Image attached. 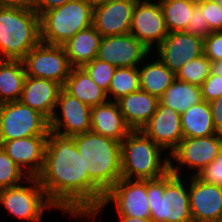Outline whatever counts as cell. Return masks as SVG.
I'll use <instances>...</instances> for the list:
<instances>
[{
	"instance_id": "cell-5",
	"label": "cell",
	"mask_w": 222,
	"mask_h": 222,
	"mask_svg": "<svg viewBox=\"0 0 222 222\" xmlns=\"http://www.w3.org/2000/svg\"><path fill=\"white\" fill-rule=\"evenodd\" d=\"M159 147L141 130H132L121 142V177L155 180L170 172V159L162 161Z\"/></svg>"
},
{
	"instance_id": "cell-30",
	"label": "cell",
	"mask_w": 222,
	"mask_h": 222,
	"mask_svg": "<svg viewBox=\"0 0 222 222\" xmlns=\"http://www.w3.org/2000/svg\"><path fill=\"white\" fill-rule=\"evenodd\" d=\"M139 67H117L111 79L107 98L111 94L116 102L121 97L140 90Z\"/></svg>"
},
{
	"instance_id": "cell-22",
	"label": "cell",
	"mask_w": 222,
	"mask_h": 222,
	"mask_svg": "<svg viewBox=\"0 0 222 222\" xmlns=\"http://www.w3.org/2000/svg\"><path fill=\"white\" fill-rule=\"evenodd\" d=\"M131 130H141L156 112L159 99L143 90L132 92L116 101Z\"/></svg>"
},
{
	"instance_id": "cell-41",
	"label": "cell",
	"mask_w": 222,
	"mask_h": 222,
	"mask_svg": "<svg viewBox=\"0 0 222 222\" xmlns=\"http://www.w3.org/2000/svg\"><path fill=\"white\" fill-rule=\"evenodd\" d=\"M33 0H0V7L32 8Z\"/></svg>"
},
{
	"instance_id": "cell-14",
	"label": "cell",
	"mask_w": 222,
	"mask_h": 222,
	"mask_svg": "<svg viewBox=\"0 0 222 222\" xmlns=\"http://www.w3.org/2000/svg\"><path fill=\"white\" fill-rule=\"evenodd\" d=\"M156 48L159 60L176 74L183 65L203 54V38L185 31L168 32Z\"/></svg>"
},
{
	"instance_id": "cell-20",
	"label": "cell",
	"mask_w": 222,
	"mask_h": 222,
	"mask_svg": "<svg viewBox=\"0 0 222 222\" xmlns=\"http://www.w3.org/2000/svg\"><path fill=\"white\" fill-rule=\"evenodd\" d=\"M61 88L62 86L55 81L26 76L19 101L50 121L56 111Z\"/></svg>"
},
{
	"instance_id": "cell-2",
	"label": "cell",
	"mask_w": 222,
	"mask_h": 222,
	"mask_svg": "<svg viewBox=\"0 0 222 222\" xmlns=\"http://www.w3.org/2000/svg\"><path fill=\"white\" fill-rule=\"evenodd\" d=\"M83 168L106 194L121 177V143L92 131L73 136Z\"/></svg>"
},
{
	"instance_id": "cell-35",
	"label": "cell",
	"mask_w": 222,
	"mask_h": 222,
	"mask_svg": "<svg viewBox=\"0 0 222 222\" xmlns=\"http://www.w3.org/2000/svg\"><path fill=\"white\" fill-rule=\"evenodd\" d=\"M193 175L204 183L222 187V149L208 166Z\"/></svg>"
},
{
	"instance_id": "cell-36",
	"label": "cell",
	"mask_w": 222,
	"mask_h": 222,
	"mask_svg": "<svg viewBox=\"0 0 222 222\" xmlns=\"http://www.w3.org/2000/svg\"><path fill=\"white\" fill-rule=\"evenodd\" d=\"M203 54L210 61L222 60V31L210 32L203 39Z\"/></svg>"
},
{
	"instance_id": "cell-18",
	"label": "cell",
	"mask_w": 222,
	"mask_h": 222,
	"mask_svg": "<svg viewBox=\"0 0 222 222\" xmlns=\"http://www.w3.org/2000/svg\"><path fill=\"white\" fill-rule=\"evenodd\" d=\"M48 135H35L27 138L0 142V146L8 156L29 177H37L41 172Z\"/></svg>"
},
{
	"instance_id": "cell-24",
	"label": "cell",
	"mask_w": 222,
	"mask_h": 222,
	"mask_svg": "<svg viewBox=\"0 0 222 222\" xmlns=\"http://www.w3.org/2000/svg\"><path fill=\"white\" fill-rule=\"evenodd\" d=\"M63 88L90 107L108 100L106 92L91 79L83 68H71Z\"/></svg>"
},
{
	"instance_id": "cell-13",
	"label": "cell",
	"mask_w": 222,
	"mask_h": 222,
	"mask_svg": "<svg viewBox=\"0 0 222 222\" xmlns=\"http://www.w3.org/2000/svg\"><path fill=\"white\" fill-rule=\"evenodd\" d=\"M150 50L132 34L101 38L96 58L117 67H137Z\"/></svg>"
},
{
	"instance_id": "cell-6",
	"label": "cell",
	"mask_w": 222,
	"mask_h": 222,
	"mask_svg": "<svg viewBox=\"0 0 222 222\" xmlns=\"http://www.w3.org/2000/svg\"><path fill=\"white\" fill-rule=\"evenodd\" d=\"M92 0H72L40 16L41 42L63 45L80 30L93 25Z\"/></svg>"
},
{
	"instance_id": "cell-8",
	"label": "cell",
	"mask_w": 222,
	"mask_h": 222,
	"mask_svg": "<svg viewBox=\"0 0 222 222\" xmlns=\"http://www.w3.org/2000/svg\"><path fill=\"white\" fill-rule=\"evenodd\" d=\"M26 76L48 79L62 87L71 71L65 49L62 45L40 42L22 59Z\"/></svg>"
},
{
	"instance_id": "cell-21",
	"label": "cell",
	"mask_w": 222,
	"mask_h": 222,
	"mask_svg": "<svg viewBox=\"0 0 222 222\" xmlns=\"http://www.w3.org/2000/svg\"><path fill=\"white\" fill-rule=\"evenodd\" d=\"M109 100L91 107V131L121 143L132 130L126 124L117 102Z\"/></svg>"
},
{
	"instance_id": "cell-9",
	"label": "cell",
	"mask_w": 222,
	"mask_h": 222,
	"mask_svg": "<svg viewBox=\"0 0 222 222\" xmlns=\"http://www.w3.org/2000/svg\"><path fill=\"white\" fill-rule=\"evenodd\" d=\"M33 186L16 185L0 190V203L13 216L30 222H40L44 209L54 206L47 199L44 189L36 177L26 180Z\"/></svg>"
},
{
	"instance_id": "cell-31",
	"label": "cell",
	"mask_w": 222,
	"mask_h": 222,
	"mask_svg": "<svg viewBox=\"0 0 222 222\" xmlns=\"http://www.w3.org/2000/svg\"><path fill=\"white\" fill-rule=\"evenodd\" d=\"M211 61L202 54L201 56L183 65L176 73V79L189 84L201 86L210 75Z\"/></svg>"
},
{
	"instance_id": "cell-40",
	"label": "cell",
	"mask_w": 222,
	"mask_h": 222,
	"mask_svg": "<svg viewBox=\"0 0 222 222\" xmlns=\"http://www.w3.org/2000/svg\"><path fill=\"white\" fill-rule=\"evenodd\" d=\"M72 0H33L32 9L41 16L44 12L62 6Z\"/></svg>"
},
{
	"instance_id": "cell-7",
	"label": "cell",
	"mask_w": 222,
	"mask_h": 222,
	"mask_svg": "<svg viewBox=\"0 0 222 222\" xmlns=\"http://www.w3.org/2000/svg\"><path fill=\"white\" fill-rule=\"evenodd\" d=\"M50 121L20 101L0 104V142L48 135Z\"/></svg>"
},
{
	"instance_id": "cell-32",
	"label": "cell",
	"mask_w": 222,
	"mask_h": 222,
	"mask_svg": "<svg viewBox=\"0 0 222 222\" xmlns=\"http://www.w3.org/2000/svg\"><path fill=\"white\" fill-rule=\"evenodd\" d=\"M23 175L29 177L0 146V190L19 185Z\"/></svg>"
},
{
	"instance_id": "cell-45",
	"label": "cell",
	"mask_w": 222,
	"mask_h": 222,
	"mask_svg": "<svg viewBox=\"0 0 222 222\" xmlns=\"http://www.w3.org/2000/svg\"><path fill=\"white\" fill-rule=\"evenodd\" d=\"M215 1L220 6V8L222 9V0H215Z\"/></svg>"
},
{
	"instance_id": "cell-1",
	"label": "cell",
	"mask_w": 222,
	"mask_h": 222,
	"mask_svg": "<svg viewBox=\"0 0 222 222\" xmlns=\"http://www.w3.org/2000/svg\"><path fill=\"white\" fill-rule=\"evenodd\" d=\"M49 202L70 216H90L105 193L89 178L74 138L49 131L41 172L36 177Z\"/></svg>"
},
{
	"instance_id": "cell-11",
	"label": "cell",
	"mask_w": 222,
	"mask_h": 222,
	"mask_svg": "<svg viewBox=\"0 0 222 222\" xmlns=\"http://www.w3.org/2000/svg\"><path fill=\"white\" fill-rule=\"evenodd\" d=\"M129 33L150 51L154 42L157 47L168 35L160 3H152L149 0L136 1Z\"/></svg>"
},
{
	"instance_id": "cell-15",
	"label": "cell",
	"mask_w": 222,
	"mask_h": 222,
	"mask_svg": "<svg viewBox=\"0 0 222 222\" xmlns=\"http://www.w3.org/2000/svg\"><path fill=\"white\" fill-rule=\"evenodd\" d=\"M141 131L163 150L168 149L171 154L183 138L181 115L158 102L156 112Z\"/></svg>"
},
{
	"instance_id": "cell-37",
	"label": "cell",
	"mask_w": 222,
	"mask_h": 222,
	"mask_svg": "<svg viewBox=\"0 0 222 222\" xmlns=\"http://www.w3.org/2000/svg\"><path fill=\"white\" fill-rule=\"evenodd\" d=\"M185 32L200 36L203 39L210 34L208 22L203 16L201 8L197 4L193 8L191 18Z\"/></svg>"
},
{
	"instance_id": "cell-42",
	"label": "cell",
	"mask_w": 222,
	"mask_h": 222,
	"mask_svg": "<svg viewBox=\"0 0 222 222\" xmlns=\"http://www.w3.org/2000/svg\"><path fill=\"white\" fill-rule=\"evenodd\" d=\"M210 74L218 75L222 78V60L211 61Z\"/></svg>"
},
{
	"instance_id": "cell-44",
	"label": "cell",
	"mask_w": 222,
	"mask_h": 222,
	"mask_svg": "<svg viewBox=\"0 0 222 222\" xmlns=\"http://www.w3.org/2000/svg\"><path fill=\"white\" fill-rule=\"evenodd\" d=\"M121 1H138V0H92L94 5H103L107 3L121 2Z\"/></svg>"
},
{
	"instance_id": "cell-39",
	"label": "cell",
	"mask_w": 222,
	"mask_h": 222,
	"mask_svg": "<svg viewBox=\"0 0 222 222\" xmlns=\"http://www.w3.org/2000/svg\"><path fill=\"white\" fill-rule=\"evenodd\" d=\"M215 131L222 134V95L209 102Z\"/></svg>"
},
{
	"instance_id": "cell-23",
	"label": "cell",
	"mask_w": 222,
	"mask_h": 222,
	"mask_svg": "<svg viewBox=\"0 0 222 222\" xmlns=\"http://www.w3.org/2000/svg\"><path fill=\"white\" fill-rule=\"evenodd\" d=\"M101 34L93 25L80 30L62 46L72 68H82L97 56Z\"/></svg>"
},
{
	"instance_id": "cell-27",
	"label": "cell",
	"mask_w": 222,
	"mask_h": 222,
	"mask_svg": "<svg viewBox=\"0 0 222 222\" xmlns=\"http://www.w3.org/2000/svg\"><path fill=\"white\" fill-rule=\"evenodd\" d=\"M140 90H143L158 99L176 79V74L166 67L158 58L156 62L147 64L138 69Z\"/></svg>"
},
{
	"instance_id": "cell-25",
	"label": "cell",
	"mask_w": 222,
	"mask_h": 222,
	"mask_svg": "<svg viewBox=\"0 0 222 222\" xmlns=\"http://www.w3.org/2000/svg\"><path fill=\"white\" fill-rule=\"evenodd\" d=\"M25 78L22 60L0 59V104L19 101Z\"/></svg>"
},
{
	"instance_id": "cell-33",
	"label": "cell",
	"mask_w": 222,
	"mask_h": 222,
	"mask_svg": "<svg viewBox=\"0 0 222 222\" xmlns=\"http://www.w3.org/2000/svg\"><path fill=\"white\" fill-rule=\"evenodd\" d=\"M82 68L99 87H101L106 93L108 92L111 79L116 70L115 66L95 58L91 62L85 64Z\"/></svg>"
},
{
	"instance_id": "cell-43",
	"label": "cell",
	"mask_w": 222,
	"mask_h": 222,
	"mask_svg": "<svg viewBox=\"0 0 222 222\" xmlns=\"http://www.w3.org/2000/svg\"><path fill=\"white\" fill-rule=\"evenodd\" d=\"M121 222H152L151 219L136 218L130 216H120Z\"/></svg>"
},
{
	"instance_id": "cell-4",
	"label": "cell",
	"mask_w": 222,
	"mask_h": 222,
	"mask_svg": "<svg viewBox=\"0 0 222 222\" xmlns=\"http://www.w3.org/2000/svg\"><path fill=\"white\" fill-rule=\"evenodd\" d=\"M40 42V16L32 8L0 7V59L22 60Z\"/></svg>"
},
{
	"instance_id": "cell-26",
	"label": "cell",
	"mask_w": 222,
	"mask_h": 222,
	"mask_svg": "<svg viewBox=\"0 0 222 222\" xmlns=\"http://www.w3.org/2000/svg\"><path fill=\"white\" fill-rule=\"evenodd\" d=\"M181 127L183 137H207L217 134L209 103L203 100L183 112L181 114Z\"/></svg>"
},
{
	"instance_id": "cell-10",
	"label": "cell",
	"mask_w": 222,
	"mask_h": 222,
	"mask_svg": "<svg viewBox=\"0 0 222 222\" xmlns=\"http://www.w3.org/2000/svg\"><path fill=\"white\" fill-rule=\"evenodd\" d=\"M109 202H115L119 216L151 219L147 180L121 178L105 194L102 203L90 216L95 217Z\"/></svg>"
},
{
	"instance_id": "cell-38",
	"label": "cell",
	"mask_w": 222,
	"mask_h": 222,
	"mask_svg": "<svg viewBox=\"0 0 222 222\" xmlns=\"http://www.w3.org/2000/svg\"><path fill=\"white\" fill-rule=\"evenodd\" d=\"M202 99L211 102L222 95V78L210 74L201 85Z\"/></svg>"
},
{
	"instance_id": "cell-12",
	"label": "cell",
	"mask_w": 222,
	"mask_h": 222,
	"mask_svg": "<svg viewBox=\"0 0 222 222\" xmlns=\"http://www.w3.org/2000/svg\"><path fill=\"white\" fill-rule=\"evenodd\" d=\"M56 107L61 109L63 119L55 112L50 120L51 131L70 137L91 131V107L69 94L63 87ZM61 128L65 129L62 131Z\"/></svg>"
},
{
	"instance_id": "cell-17",
	"label": "cell",
	"mask_w": 222,
	"mask_h": 222,
	"mask_svg": "<svg viewBox=\"0 0 222 222\" xmlns=\"http://www.w3.org/2000/svg\"><path fill=\"white\" fill-rule=\"evenodd\" d=\"M189 186L193 222H218L222 217V187L204 183L195 175Z\"/></svg>"
},
{
	"instance_id": "cell-29",
	"label": "cell",
	"mask_w": 222,
	"mask_h": 222,
	"mask_svg": "<svg viewBox=\"0 0 222 222\" xmlns=\"http://www.w3.org/2000/svg\"><path fill=\"white\" fill-rule=\"evenodd\" d=\"M168 32L186 31L194 6L193 0H159Z\"/></svg>"
},
{
	"instance_id": "cell-16",
	"label": "cell",
	"mask_w": 222,
	"mask_h": 222,
	"mask_svg": "<svg viewBox=\"0 0 222 222\" xmlns=\"http://www.w3.org/2000/svg\"><path fill=\"white\" fill-rule=\"evenodd\" d=\"M222 149V134L207 137H183L177 148L170 154L171 159L198 172L208 166Z\"/></svg>"
},
{
	"instance_id": "cell-3",
	"label": "cell",
	"mask_w": 222,
	"mask_h": 222,
	"mask_svg": "<svg viewBox=\"0 0 222 222\" xmlns=\"http://www.w3.org/2000/svg\"><path fill=\"white\" fill-rule=\"evenodd\" d=\"M171 162L169 173L159 179L147 180L151 221L193 222L189 191L182 183L180 166H174Z\"/></svg>"
},
{
	"instance_id": "cell-34",
	"label": "cell",
	"mask_w": 222,
	"mask_h": 222,
	"mask_svg": "<svg viewBox=\"0 0 222 222\" xmlns=\"http://www.w3.org/2000/svg\"><path fill=\"white\" fill-rule=\"evenodd\" d=\"M197 5L208 22L210 32L222 31V9L215 0H200Z\"/></svg>"
},
{
	"instance_id": "cell-28",
	"label": "cell",
	"mask_w": 222,
	"mask_h": 222,
	"mask_svg": "<svg viewBox=\"0 0 222 222\" xmlns=\"http://www.w3.org/2000/svg\"><path fill=\"white\" fill-rule=\"evenodd\" d=\"M203 101L201 86L175 79L170 87L159 98V102L172 108L180 115L189 107Z\"/></svg>"
},
{
	"instance_id": "cell-19",
	"label": "cell",
	"mask_w": 222,
	"mask_h": 222,
	"mask_svg": "<svg viewBox=\"0 0 222 222\" xmlns=\"http://www.w3.org/2000/svg\"><path fill=\"white\" fill-rule=\"evenodd\" d=\"M136 1H121L94 5L93 26L104 36L129 33Z\"/></svg>"
}]
</instances>
